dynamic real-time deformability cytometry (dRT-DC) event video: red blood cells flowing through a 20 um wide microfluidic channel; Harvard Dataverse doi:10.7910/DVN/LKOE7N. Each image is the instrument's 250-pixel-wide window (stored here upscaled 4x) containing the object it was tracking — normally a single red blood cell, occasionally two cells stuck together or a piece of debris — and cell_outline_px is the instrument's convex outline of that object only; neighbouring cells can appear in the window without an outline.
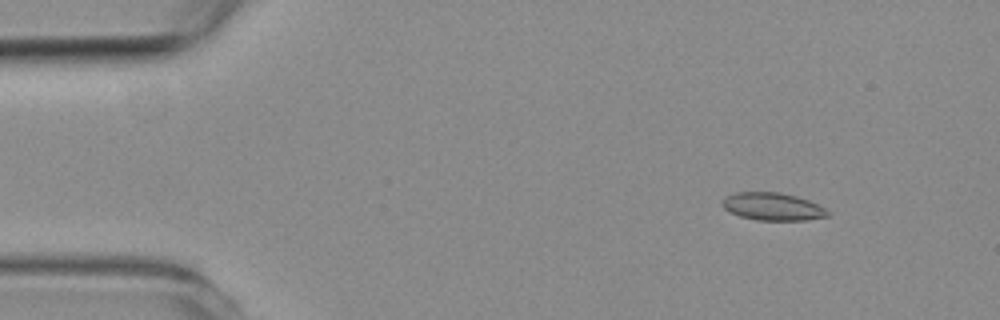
{"species": "common noctule bat (a hibernating species)", "species_latin": "Nyctalus noctula", "temperature_condition": "room temperature", "stored_images_in_passage": 6, "camera_frame_rate_fps": 3000, "um_per_image_px": 0.085, "animal": {"sex": "female", "body_mass_g": 19.3, "forearm_length_mm": 54.1}, "frame": {"image": 1, "passage_image": 2, "time_ms": 2.0, "image_size_px": [1000, 320], "cell_outline_px": [[832, 212], [828, 216], [808, 220], [756, 220], [740, 216], [728, 212], [720, 204], [728, 196], [736, 192], [780, 192], [796, 196], [808, 200]], "centroid_in_image_um": [65.68, 17.56], "position_along_channel_um": 19.3, "area_um2": 16.99}}
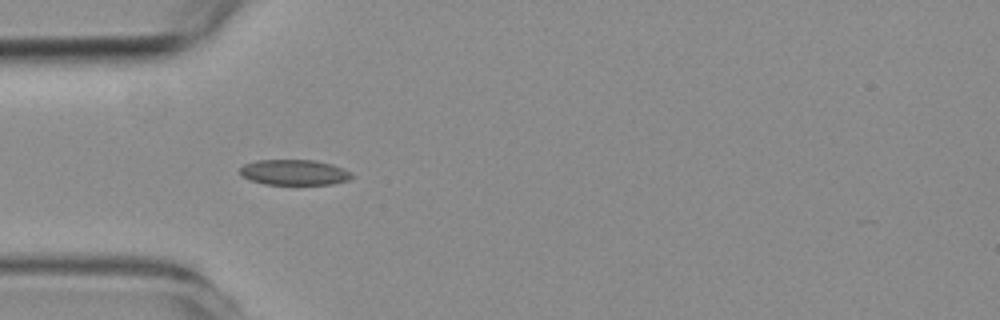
{"frame": {"image": 2, "passage_image": 5, "time_ms": 5.333, "image_size_px": [1000, 320], "cell_outline_px": [[352, 176], [348, 180], [332, 184], [264, 184], [252, 180], [244, 176], [240, 172], [240, 168], [244, 164], [256, 160], [316, 160], [332, 164], [344, 168], [352, 172]], "centroid_in_image_um": [25.04, 14.64], "position_along_channel_um": 60.0, "area_um2": 16.53}}
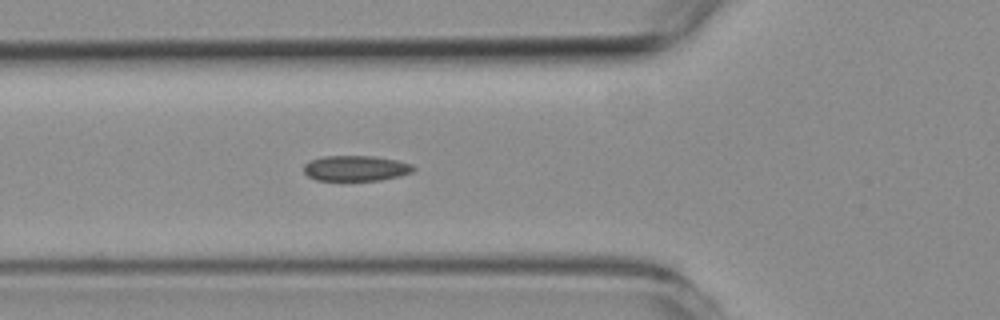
{"frame": {"image": 3, "passage_image": 6, "time_ms": 6.333, "image_size_px": [1000, 320], "cell_outline_px": [[416, 168], [412, 172], [400, 176], [380, 180], [316, 180], [308, 176], [304, 172], [304, 164], [308, 160], [324, 156], [372, 156], [396, 160], [412, 164]], "centroid_in_image_um": [30.23, 14.3], "position_along_channel_um": 95.6, "area_um2": 16.3}}